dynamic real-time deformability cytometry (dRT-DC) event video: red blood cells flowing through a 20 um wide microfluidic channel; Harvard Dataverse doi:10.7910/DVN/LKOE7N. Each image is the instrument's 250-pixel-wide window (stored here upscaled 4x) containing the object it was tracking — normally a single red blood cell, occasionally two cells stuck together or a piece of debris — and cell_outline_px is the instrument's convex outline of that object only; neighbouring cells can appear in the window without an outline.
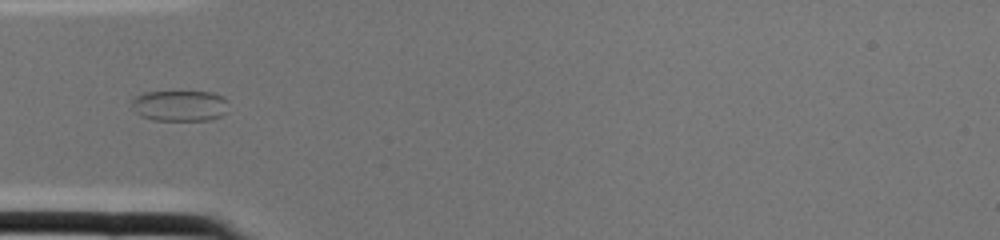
{"species": "common noctule bat (a hibernating species)", "species_latin": "Nyctalus noctula", "temperature_condition": "cold", "stored_images_in_passage": 1, "camera_frame_rate_fps": 3000, "um_per_image_px": 0.085, "animal": {"sex": "female", "body_mass_g": 22.0, "forearm_length_mm": 56.7}, "frame": {"image": 1, "passage_image": 1, "time_ms": 0.0, "image_size_px": [1000, 240], "cell_outline_px": [[228, 112], [220, 116], [208, 120], [152, 120], [140, 116], [128, 104], [136, 96], [144, 92], [212, 92], [224, 96], [228, 100]], "centroid_in_image_um": [15.29, 8.98], "position_along_channel_um": 69.7, "area_um2": 17.74}}